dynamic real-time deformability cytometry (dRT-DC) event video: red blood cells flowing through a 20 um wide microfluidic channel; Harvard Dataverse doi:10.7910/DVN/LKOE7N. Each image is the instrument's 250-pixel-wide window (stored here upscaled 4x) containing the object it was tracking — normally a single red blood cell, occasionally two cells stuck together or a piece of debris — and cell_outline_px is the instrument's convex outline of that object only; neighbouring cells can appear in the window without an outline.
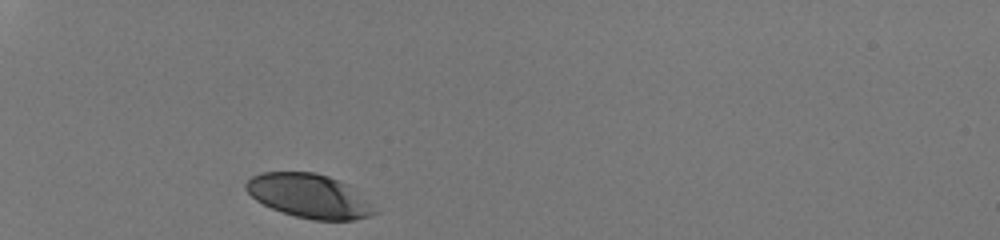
{"species": "human", "species_latin": "Homo sapiens", "temperature_condition": "room temperature", "stored_images_in_passage": 28, "camera_frame_rate_fps": 3000, "um_per_image_px": 0.085, "donor": {"sex": "male"}, "frame": {"image": 1, "passage_image": 1, "time_ms": 0.0, "image_size_px": [1000, 240], "cell_outline_px": [[380, 212], [368, 216], [352, 220], [312, 220], [296, 216], [272, 208], [256, 200], [244, 188], [244, 184], [252, 176], [260, 172], [316, 172], [328, 176], [348, 184]], "centroid_in_image_um": [26.27, 16.65], "position_along_channel_um": 58.7, "area_um2": 32.77}}
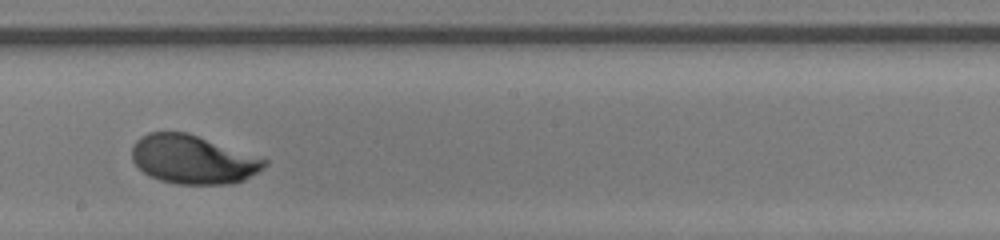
{"frame": {"image": 2, "passage_image": 16, "time_ms": 5.0, "image_size_px": [1000, 240], "cell_outline_px": [[268, 164], [264, 168], [244, 180], [232, 184], [176, 184], [160, 180], [144, 172], [132, 160], [132, 144], [140, 136], [148, 132], [188, 132], [268, 160]], "centroid_in_image_um": [16.39, 13.55], "position_along_channel_um": 231.8, "area_um2": 37.57}}
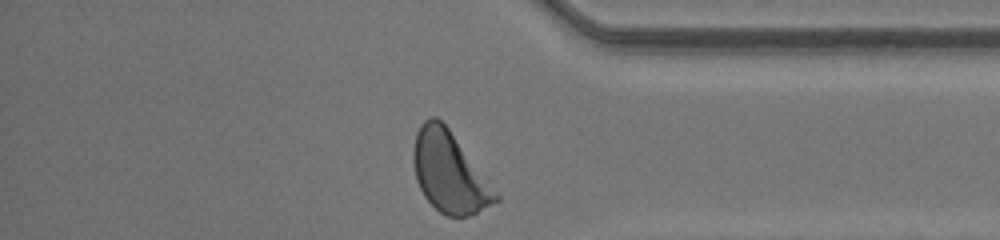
{"frame": {"image": 3, "passage_image": 28, "time_ms": 9.0, "image_size_px": [1000, 240], "cell_outline_px": [[500, 200], [468, 216], [448, 216], [440, 212], [424, 196], [416, 180], [412, 160], [412, 152], [416, 132], [420, 124], [424, 120], [432, 116], [436, 116], [448, 128], [500, 196]], "centroid_in_image_um": [38.16, 14.63], "position_along_channel_um": 397.0, "area_um2": 38.09}, "authors_computed_cell_mechanics": {"area_um2": 37.3677, "velocity_mm_per_s": 4.2218, "shape_relaxation_time_tau1_ms": 2.5202, "shape_relaxation_time_tau2_ms": null, "deformation_change_tau1": 0.148, "deformation_change_tau2": null}}